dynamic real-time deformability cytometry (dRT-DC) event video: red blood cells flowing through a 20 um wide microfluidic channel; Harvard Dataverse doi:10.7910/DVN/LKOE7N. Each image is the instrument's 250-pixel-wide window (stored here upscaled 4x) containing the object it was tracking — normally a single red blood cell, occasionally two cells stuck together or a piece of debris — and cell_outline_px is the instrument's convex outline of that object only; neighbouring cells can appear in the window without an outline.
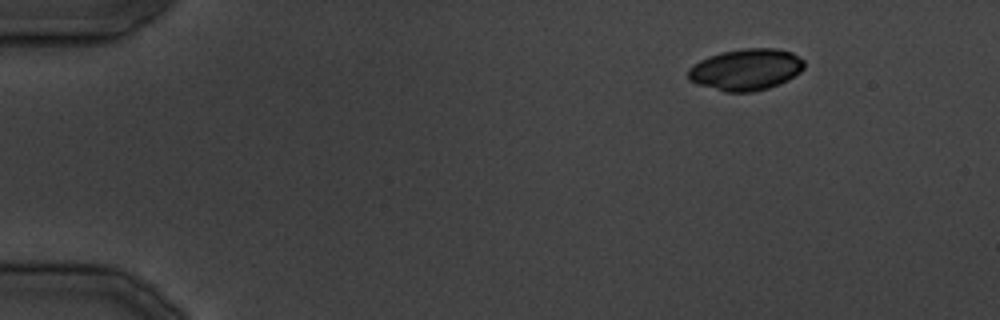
{"species": "common noctule bat (a hibernating species)", "species_latin": "Nyctalus noctula", "temperature_condition": "cold", "stored_images_in_passage": 26, "camera_frame_rate_fps": 3000, "um_per_image_px": 0.085, "animal": {"sex": "male", "body_mass_g": 19.5, "forearm_length_mm": 54.6}, "frame": {"image": 1, "passage_image": 1, "time_ms": 0.0, "image_size_px": [1000, 320], "cell_outline_px": [[804, 68], [800, 72], [788, 80], [768, 88], [752, 92], [724, 92], [688, 80], [688, 68], [700, 60], [708, 56], [720, 52], [744, 48], [776, 48], [792, 52], [804, 60]], "centroid_in_image_um": [63.41, 5.9], "position_along_channel_um": 21.6, "area_um2": 28.15}}